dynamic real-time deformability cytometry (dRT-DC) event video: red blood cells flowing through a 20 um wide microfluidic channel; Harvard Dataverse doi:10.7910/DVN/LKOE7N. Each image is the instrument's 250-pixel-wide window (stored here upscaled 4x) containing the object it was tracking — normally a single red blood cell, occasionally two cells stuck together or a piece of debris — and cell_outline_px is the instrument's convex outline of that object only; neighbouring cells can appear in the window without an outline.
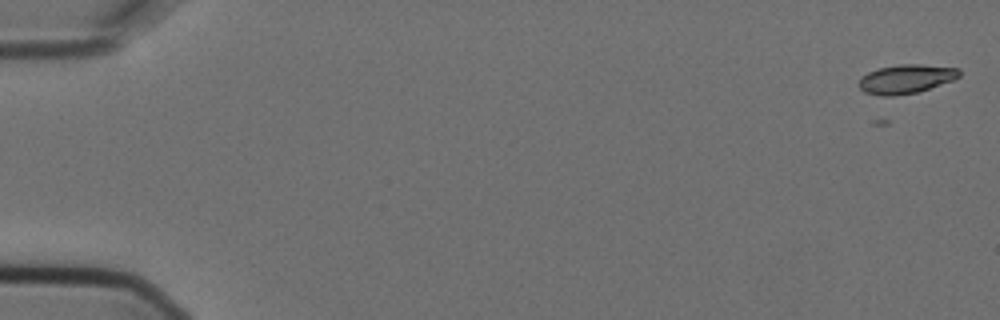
{"species": "Egyptian fruit bat (a non-hibernating species)", "species_latin": "Rousettus aegyptiacus", "temperature_condition": "cold", "stored_images_in_passage": 9, "camera_frame_rate_fps": 3000, "um_per_image_px": 0.085, "animal": {"sex": "female"}, "frame": {"image": 1, "passage_image": 1, "time_ms": 0.0, "image_size_px": [1000, 320], "cell_outline_px": [[960, 76], [952, 80], [916, 92], [892, 96], [880, 96], [864, 92], [856, 84], [868, 72], [880, 68], [900, 64], [920, 64], [960, 68]], "centroid_in_image_um": [76.99, 6.71], "position_along_channel_um": 8.0, "area_um2": 16.76}}
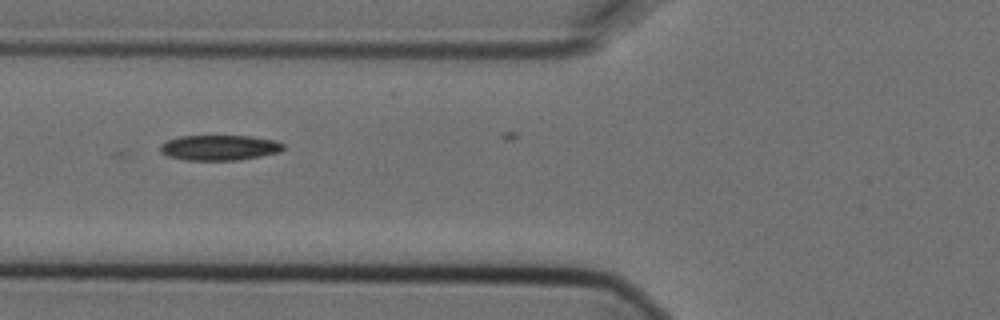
{"frame": {"image": 2, "passage_image": 7, "time_ms": 2.0, "image_size_px": [1000, 320], "cell_outline_px": [[284, 148], [280, 152], [260, 156], [236, 160], [184, 160], [168, 156], [160, 152], [160, 144], [168, 140], [180, 136], [252, 136], [276, 140], [284, 144]], "centroid_in_image_um": [18.65, 12.55], "position_along_channel_um": 107.1, "area_um2": 18.21}}
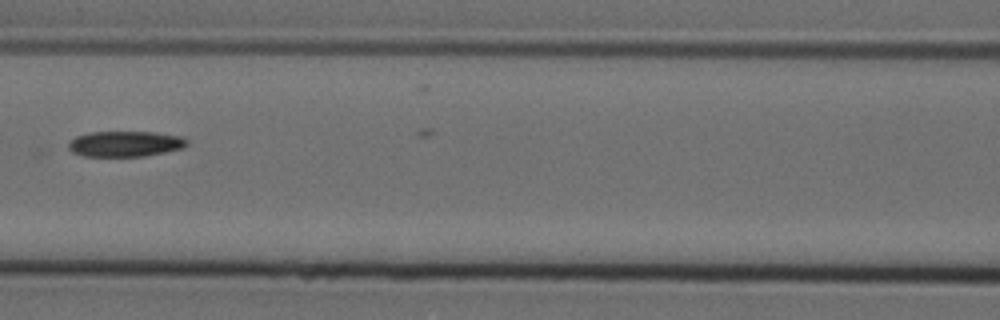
{"frame": {"image": 3, "passage_image": 8, "time_ms": 2.333, "image_size_px": [1000, 320], "cell_outline_px": [[188, 144], [184, 148], [144, 156], [80, 156], [72, 152], [68, 148], [68, 144], [76, 136], [88, 132], [152, 132], [180, 136], [188, 140]], "centroid_in_image_um": [10.63, 12.23], "position_along_channel_um": 156.0, "area_um2": 17.69}}